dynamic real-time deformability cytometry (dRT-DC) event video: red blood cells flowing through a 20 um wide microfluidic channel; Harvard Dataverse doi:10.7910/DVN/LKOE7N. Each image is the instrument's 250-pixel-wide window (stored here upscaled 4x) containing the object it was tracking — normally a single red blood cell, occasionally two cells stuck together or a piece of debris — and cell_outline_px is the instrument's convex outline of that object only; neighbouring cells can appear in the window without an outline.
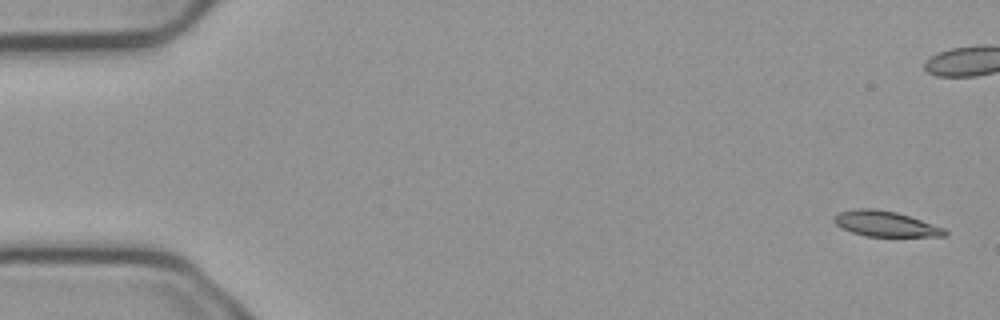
{"species": "common noctule bat (a hibernating species)", "species_latin": "Nyctalus noctula", "temperature_condition": "cold", "stored_images_in_passage": 8, "camera_frame_rate_fps": 3000, "um_per_image_px": 0.085, "animal": {"sex": "male", "body_mass_g": 23.1, "forearm_length_mm": 52.7}, "frame": {"image": 1, "passage_image": 1, "time_ms": 0.0, "image_size_px": [1000, 320], "cell_outline_px": [[948, 232], [944, 236], [864, 236], [840, 228], [832, 220], [840, 212], [856, 208], [876, 208], [896, 212], [944, 228]], "centroid_in_image_um": [75.21, 19.02], "position_along_channel_um": 9.8, "area_um2": 16.24}}
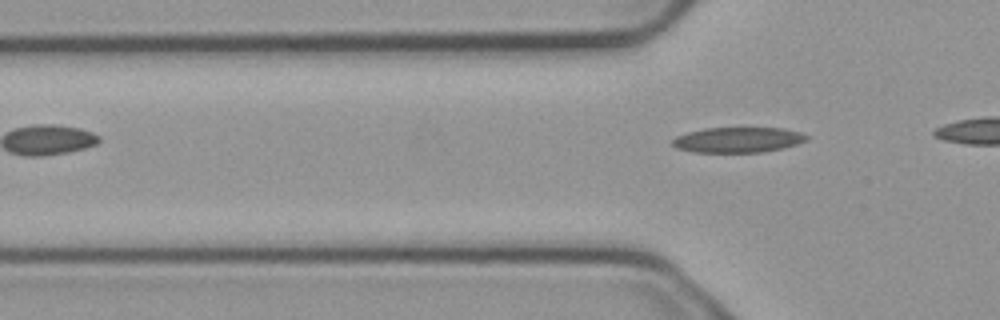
{"frame": {"image": 2, "passage_image": 8, "time_ms": 2.333, "image_size_px": [1000, 320], "cell_outline_px": [[808, 136], [804, 140], [796, 144], [780, 148], [760, 152], [692, 152], [676, 148], [672, 144], [672, 140], [676, 136], [688, 132], [704, 128], [784, 128], [800, 132]], "centroid_in_image_um": [62.66, 11.88], "position_along_channel_um": 63.1, "area_um2": 19.59}}